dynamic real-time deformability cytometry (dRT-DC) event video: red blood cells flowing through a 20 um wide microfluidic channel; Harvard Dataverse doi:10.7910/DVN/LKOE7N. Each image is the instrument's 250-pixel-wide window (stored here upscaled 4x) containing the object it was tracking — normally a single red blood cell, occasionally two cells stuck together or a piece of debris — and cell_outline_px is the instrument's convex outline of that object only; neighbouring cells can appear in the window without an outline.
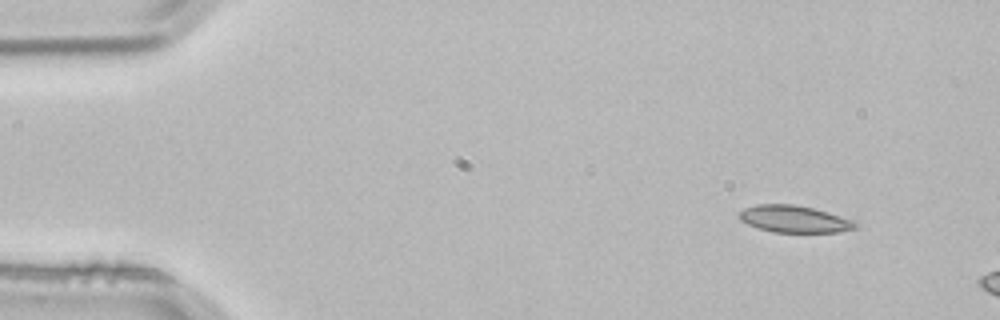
{"species": "common noctule bat (a hibernating species)", "species_latin": "Nyctalus noctula", "temperature_condition": "room temperature", "stored_images_in_passage": 3, "camera_frame_rate_fps": 3000, "um_per_image_px": 0.085, "animal": {"sex": "male", "body_mass_g": 21.5, "forearm_length_mm": 52.0}, "frame": {"image": 1, "passage_image": 1, "time_ms": 0.0, "image_size_px": [1000, 320], "cell_outline_px": [[856, 228], [840, 232], [772, 232], [748, 224], [740, 220], [736, 216], [744, 208], [756, 204], [796, 204], [828, 212], [852, 220], [856, 224]], "centroid_in_image_um": [67.47, 18.61], "position_along_channel_um": 17.5, "area_um2": 18.21}}